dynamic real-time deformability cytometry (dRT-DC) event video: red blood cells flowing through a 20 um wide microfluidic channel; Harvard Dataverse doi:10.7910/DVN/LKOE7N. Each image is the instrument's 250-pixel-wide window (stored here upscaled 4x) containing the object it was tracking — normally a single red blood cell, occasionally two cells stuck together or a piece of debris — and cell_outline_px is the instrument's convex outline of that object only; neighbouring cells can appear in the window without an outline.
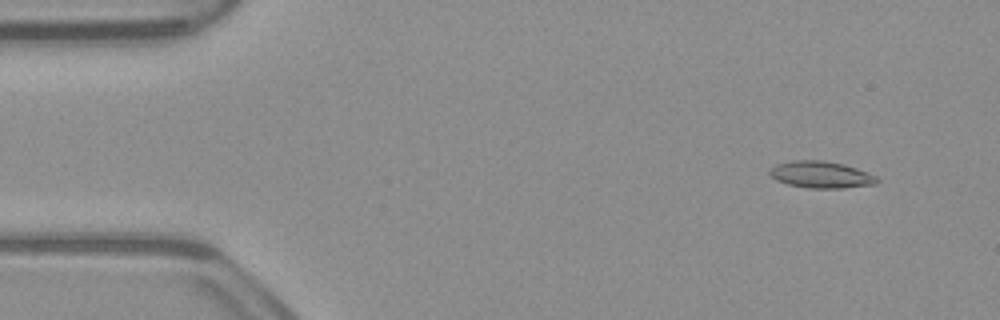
{"species": "common noctule bat (a hibernating species)", "species_latin": "Nyctalus noctula", "temperature_condition": "warm", "stored_images_in_passage": 51, "camera_frame_rate_fps": 3000, "um_per_image_px": 0.085, "animal": {"sex": "male", "body_mass_g": 23.1, "forearm_length_mm": 52.7}, "frame": {"image": 1, "passage_image": 5, "time_ms": 1.333, "image_size_px": [1000, 320], "cell_outline_px": [[880, 180], [876, 184], [844, 188], [808, 188], [788, 184], [776, 180], [768, 172], [768, 168], [776, 164], [792, 160], [824, 160], [844, 164], [856, 168], [876, 176]], "centroid_in_image_um": [69.77, 14.84], "position_along_channel_um": 15.2, "area_um2": 16.88}}
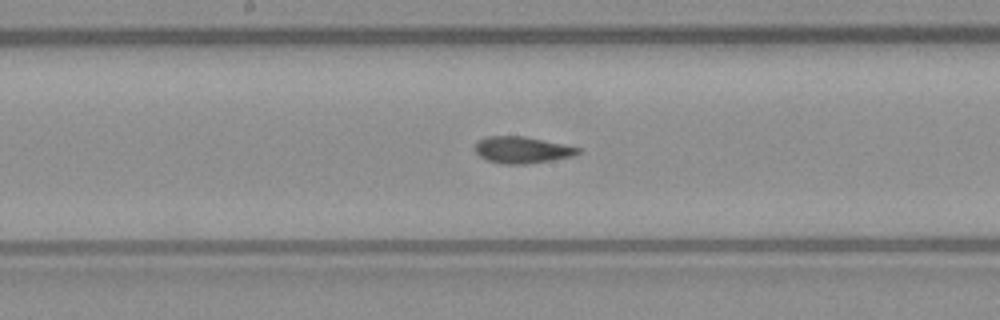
{"frame": {"image": 2, "passage_image": 27, "time_ms": 8.667, "image_size_px": [1000, 320], "cell_outline_px": [[580, 152], [572, 156], [524, 164], [504, 164], [488, 160], [480, 156], [476, 152], [476, 144], [484, 136], [524, 136], [564, 144], [580, 148]], "centroid_in_image_um": [44.36, 12.73], "position_along_channel_um": 203.8, "area_um2": 15.66}}
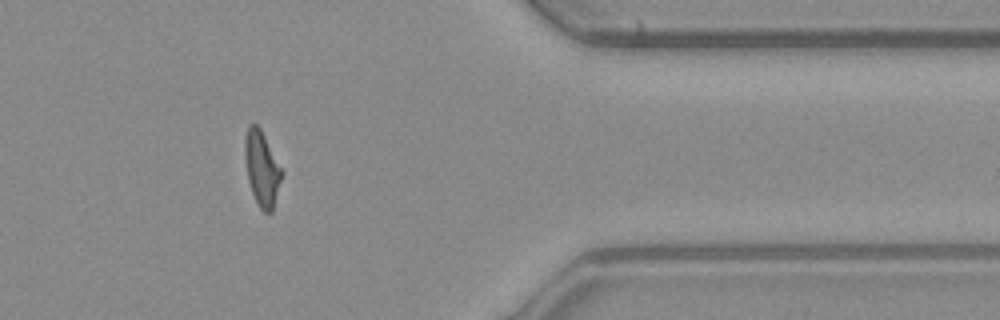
{"frame": {"image": 3, "passage_image": 43, "time_ms": 14.0, "image_size_px": [1000, 320], "cell_outline_px": [[284, 172], [272, 212], [264, 212], [256, 204], [248, 180], [244, 156], [244, 140], [248, 124], [256, 124], [260, 128]], "centroid_in_image_um": [22.26, 14.33], "position_along_channel_um": 389.1, "area_um2": 16.24}, "authors_computed_cell_mechanics": {"area_um2": 16.0106, "velocity_mm_per_s": 3.9479, "shape_relaxation_time_tau1_ms": 7.9771, "shape_relaxation_time_tau2_ms": 3.1022, "deformation_change_tau1": 0.2686, "deformation_change_tau2": 0.0946}}